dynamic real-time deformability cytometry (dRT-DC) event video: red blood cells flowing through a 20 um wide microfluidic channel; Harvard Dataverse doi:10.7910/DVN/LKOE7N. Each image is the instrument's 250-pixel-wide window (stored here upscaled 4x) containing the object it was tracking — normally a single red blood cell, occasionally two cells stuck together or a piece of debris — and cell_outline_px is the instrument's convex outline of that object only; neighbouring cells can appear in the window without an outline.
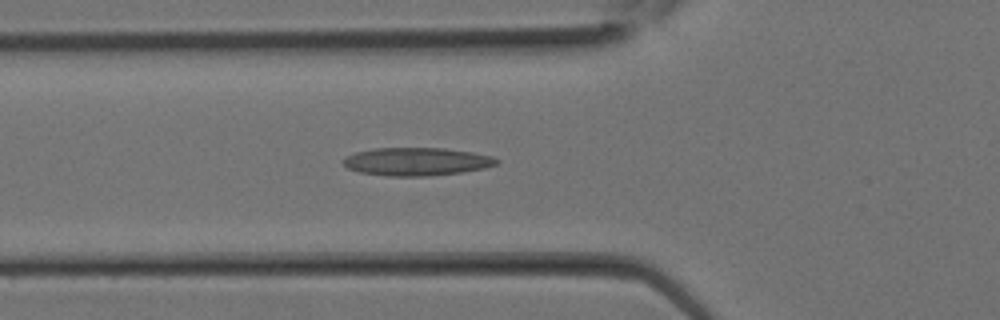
{"species": "Egyptian fruit bat (a non-hibernating species)", "species_latin": "Rousettus aegyptiacus", "temperature_condition": "room temperature", "stored_images_in_passage": 12, "camera_frame_rate_fps": 3000, "um_per_image_px": 0.085, "animal": {"sex": "female"}, "frame": {"image": 1, "passage_image": 10, "time_ms": 3.0, "image_size_px": [1000, 320], "cell_outline_px": [[500, 160], [496, 164], [484, 168], [460, 172], [428, 176], [388, 176], [360, 172], [348, 168], [340, 160], [344, 156], [356, 152], [372, 148], [444, 148], [472, 152], [492, 156]], "centroid_in_image_um": [35.37, 13.73], "position_along_channel_um": 90.4, "area_um2": 25.09}}
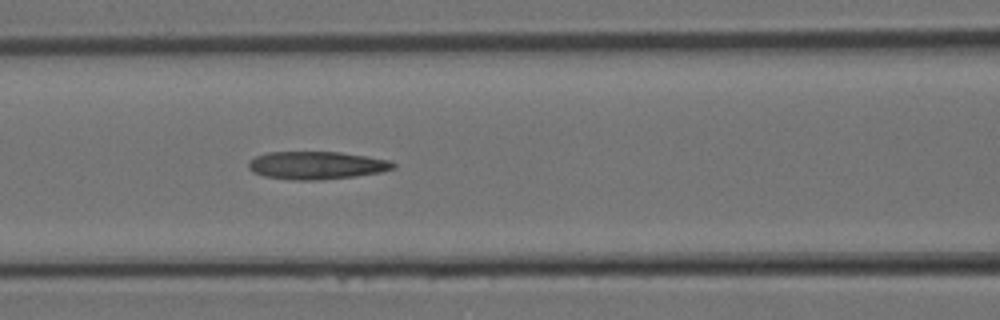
{"frame": {"image": 2, "passage_image": 12, "time_ms": 3.667, "image_size_px": [1000, 320], "cell_outline_px": [[396, 168], [380, 172], [356, 176], [320, 180], [296, 180], [264, 176], [252, 172], [248, 168], [248, 160], [256, 156], [268, 152], [340, 152], [392, 160], [396, 164]], "centroid_in_image_um": [26.92, 14.05], "position_along_channel_um": 139.7, "area_um2": 23.64}}